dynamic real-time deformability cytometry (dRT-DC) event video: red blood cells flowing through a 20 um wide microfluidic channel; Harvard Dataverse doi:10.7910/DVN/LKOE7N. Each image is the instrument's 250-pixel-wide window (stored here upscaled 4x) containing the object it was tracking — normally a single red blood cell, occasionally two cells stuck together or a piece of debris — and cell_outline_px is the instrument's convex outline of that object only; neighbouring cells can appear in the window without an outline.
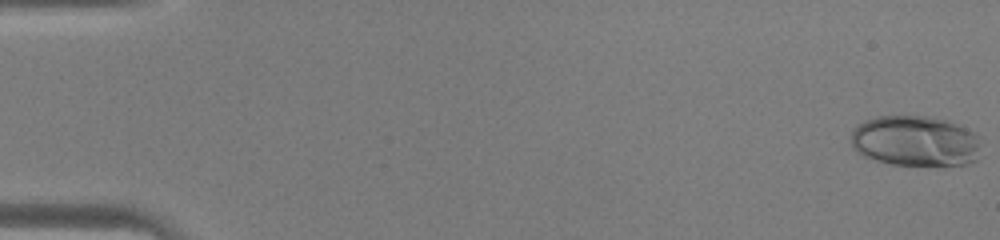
{"species": "human", "species_latin": "Homo sapiens", "temperature_condition": "warm", "stored_images_in_passage": 45, "camera_frame_rate_fps": 3000, "um_per_image_px": 0.085, "donor": {"sex": "male"}, "frame": {"image": 1, "passage_image": 1, "time_ms": 0.0, "image_size_px": [1000, 240], "cell_outline_px": [[980, 136], [976, 160], [968, 164], [944, 168], [892, 164], [876, 160], [864, 156], [852, 148], [852, 128], [864, 120], [876, 116], [924, 116], [948, 120]], "centroid_in_image_um": [77.81, 12.02], "position_along_channel_um": 7.2, "area_um2": 39.13}}
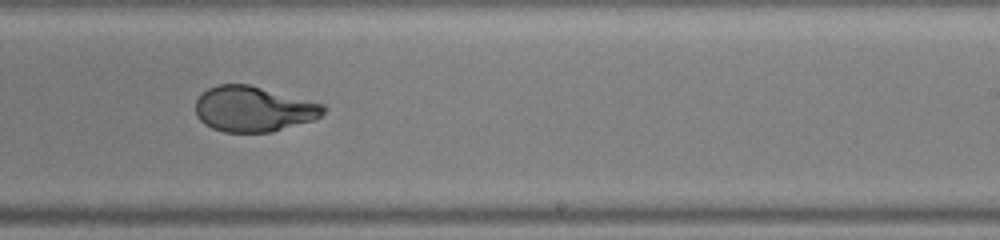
{"frame": {"image": 2, "passage_image": 29, "time_ms": 9.333, "image_size_px": [1000, 240], "cell_outline_px": [[328, 108], [320, 116], [312, 120], [272, 132], [224, 132], [212, 128], [204, 124], [196, 116], [196, 100], [200, 92], [216, 84], [248, 84], [324, 104]], "centroid_in_image_um": [21.51, 9.26], "position_along_channel_um": 267.5, "area_um2": 33.93}}
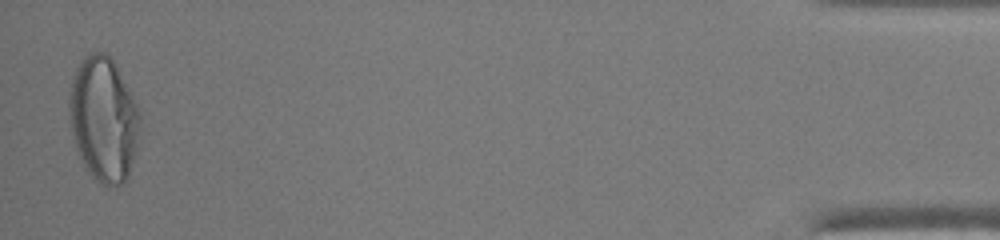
{"frame": {"image": 3, "passage_image": 45, "time_ms": 14.667, "image_size_px": [1000, 240], "cell_outline_px": [[140, 120], [136, 144], [128, 176], [124, 184], [108, 188], [96, 180], [92, 176], [84, 164], [76, 148], [68, 116], [68, 100], [72, 76], [80, 60], [88, 52], [104, 52], [116, 64], [140, 112]], "centroid_in_image_um": [8.77, 10.11], "position_along_channel_um": 426.4, "area_um2": 51.33}}